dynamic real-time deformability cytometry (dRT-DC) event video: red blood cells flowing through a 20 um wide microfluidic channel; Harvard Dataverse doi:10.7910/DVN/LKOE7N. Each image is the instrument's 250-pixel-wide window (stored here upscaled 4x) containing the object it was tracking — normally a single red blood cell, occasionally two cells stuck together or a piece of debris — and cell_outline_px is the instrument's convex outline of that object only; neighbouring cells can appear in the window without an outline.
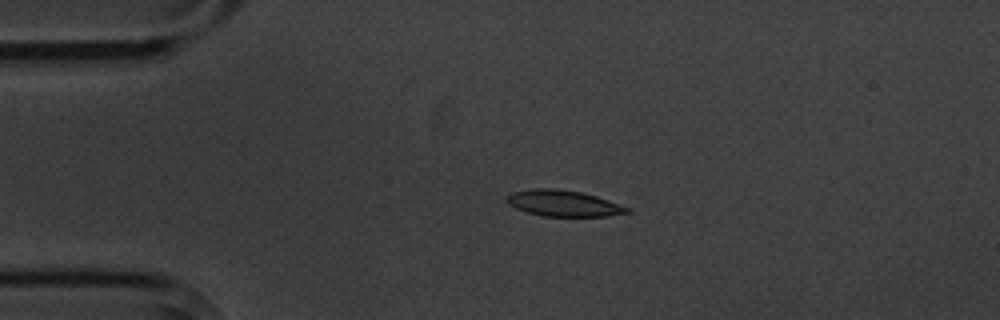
{"species": "common noctule bat (a hibernating species)", "species_latin": "Nyctalus noctula", "temperature_condition": "cold", "stored_images_in_passage": 5, "camera_frame_rate_fps": 3000, "um_per_image_px": 0.085, "animal": {"sex": "male", "body_mass_g": 20.1, "forearm_length_mm": 53.5}, "frame": {"image": 1, "passage_image": 4, "time_ms": 3.667, "image_size_px": [1000, 320], "cell_outline_px": [[632, 212], [608, 216], [540, 216], [516, 208], [508, 204], [504, 200], [512, 192], [536, 188], [556, 188], [580, 192], [596, 196], [632, 208]], "centroid_in_image_um": [47.91, 17.28], "position_along_channel_um": 37.1, "area_um2": 18.38}}